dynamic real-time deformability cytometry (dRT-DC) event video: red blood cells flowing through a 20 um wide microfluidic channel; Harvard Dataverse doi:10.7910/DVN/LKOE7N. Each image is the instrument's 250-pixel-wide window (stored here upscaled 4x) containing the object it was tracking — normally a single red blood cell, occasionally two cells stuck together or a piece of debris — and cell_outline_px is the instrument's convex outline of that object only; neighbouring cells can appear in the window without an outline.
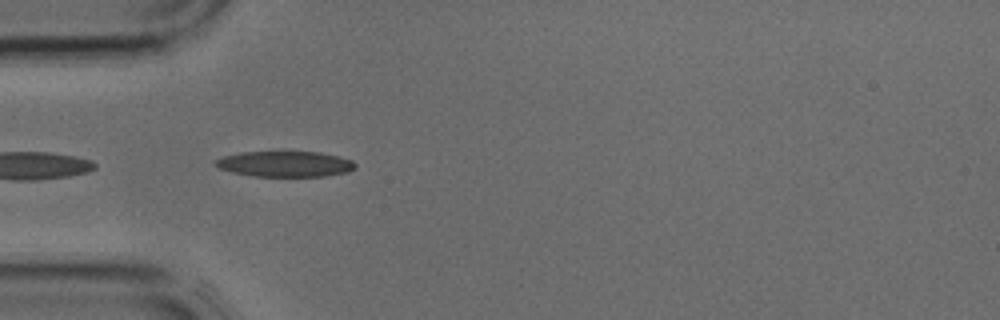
{"species": "common noctule bat (a hibernating species)", "species_latin": "Nyctalus noctula", "temperature_condition": "cold", "stored_images_in_passage": 5, "camera_frame_rate_fps": 3000, "um_per_image_px": 0.085, "animal": {"sex": "male", "body_mass_g": 17.9, "forearm_length_mm": 54.2}, "frame": {"image": 1, "passage_image": 4, "time_ms": 1.0, "image_size_px": [1000, 320], "cell_outline_px": [[356, 168], [348, 172], [324, 176], [252, 176], [232, 172], [220, 168], [216, 164], [216, 160], [224, 156], [240, 152], [320, 152], [340, 156], [352, 160], [356, 164]], "centroid_in_image_um": [24.29, 13.93], "position_along_channel_um": 60.7, "area_um2": 20.81}}